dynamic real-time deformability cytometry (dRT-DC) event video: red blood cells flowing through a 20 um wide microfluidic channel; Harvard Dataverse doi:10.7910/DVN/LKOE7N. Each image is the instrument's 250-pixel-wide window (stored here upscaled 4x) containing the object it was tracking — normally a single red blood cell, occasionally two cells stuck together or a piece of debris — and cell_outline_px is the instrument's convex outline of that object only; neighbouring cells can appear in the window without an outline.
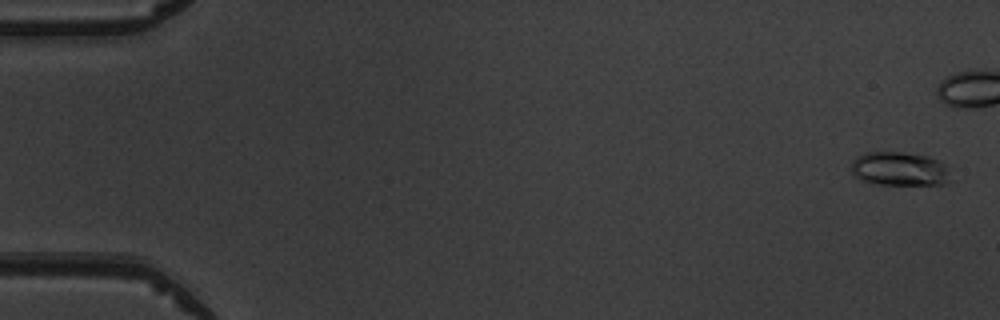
{"species": "common noctule bat (a hibernating species)", "species_latin": "Nyctalus noctula", "temperature_condition": "warm", "stored_images_in_passage": 6, "camera_frame_rate_fps": 3000, "um_per_image_px": 0.085, "animal": {"sex": "male", "body_mass_g": 19.5, "forearm_length_mm": 54.6}, "frame": {"image": 1, "passage_image": 1, "time_ms": 0.0, "image_size_px": [1000, 320], "cell_outline_px": [[952, 180], [944, 184], [876, 184], [860, 180], [852, 176], [852, 160], [856, 156], [864, 152], [900, 152], [928, 156], [940, 160], [944, 164]], "centroid_in_image_um": [76.43, 14.35], "position_along_channel_um": 8.6, "area_um2": 19.77}}
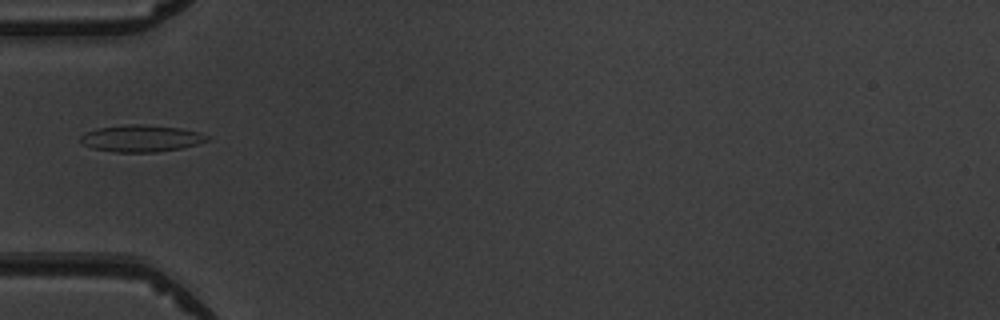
{"frame": {"image": 2, "passage_image": 6, "time_ms": 6.667, "image_size_px": [1000, 320], "cell_outline_px": [[212, 136], [208, 140], [196, 144], [180, 148], [156, 152], [116, 152], [92, 148], [84, 144], [80, 140], [80, 136], [84, 132], [96, 128], [128, 124], [136, 124], [180, 128], [200, 132]], "centroid_in_image_um": [12.0, 11.76], "position_along_channel_um": 73.0, "area_um2": 19.77}}